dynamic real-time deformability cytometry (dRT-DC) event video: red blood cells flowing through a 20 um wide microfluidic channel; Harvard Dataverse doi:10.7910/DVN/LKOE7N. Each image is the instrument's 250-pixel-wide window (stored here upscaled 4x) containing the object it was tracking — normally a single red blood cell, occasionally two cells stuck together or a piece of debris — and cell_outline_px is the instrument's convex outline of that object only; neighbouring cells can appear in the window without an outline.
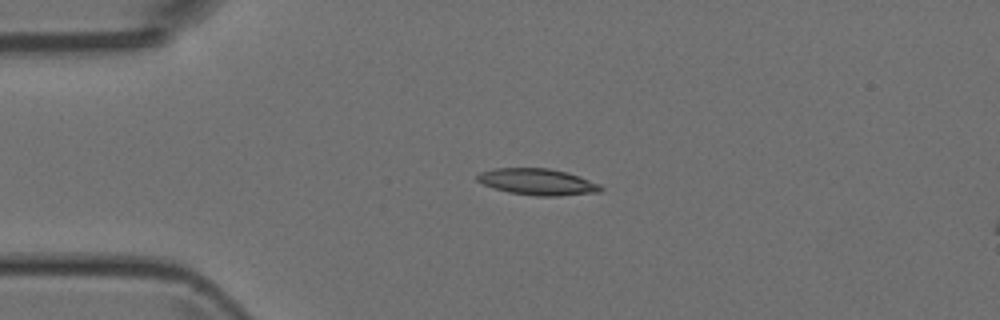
{"species": "Egyptian fruit bat (a non-hibernating species)", "species_latin": "Rousettus aegyptiacus", "temperature_condition": "room temperature", "stored_images_in_passage": 5, "camera_frame_rate_fps": 3000, "um_per_image_px": 0.085, "animal": {"sex": "female"}, "frame": {"image": 1, "passage_image": 3, "time_ms": 2.333, "image_size_px": [1000, 320], "cell_outline_px": [[604, 188], [600, 192], [560, 196], [536, 196], [508, 192], [484, 184], [476, 180], [476, 176], [480, 172], [496, 168], [548, 168], [568, 172], [580, 176], [600, 184]], "centroid_in_image_um": [45.73, 15.46], "position_along_channel_um": 39.3, "area_um2": 19.07}}